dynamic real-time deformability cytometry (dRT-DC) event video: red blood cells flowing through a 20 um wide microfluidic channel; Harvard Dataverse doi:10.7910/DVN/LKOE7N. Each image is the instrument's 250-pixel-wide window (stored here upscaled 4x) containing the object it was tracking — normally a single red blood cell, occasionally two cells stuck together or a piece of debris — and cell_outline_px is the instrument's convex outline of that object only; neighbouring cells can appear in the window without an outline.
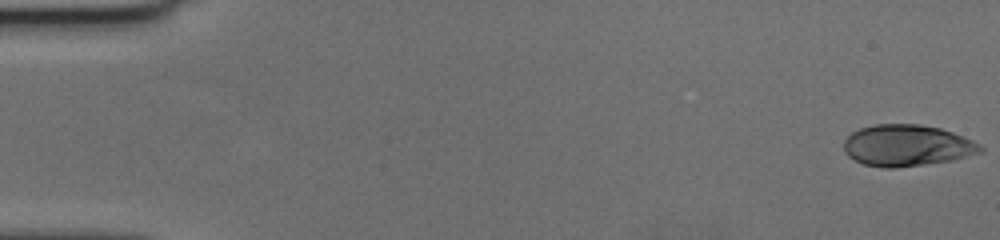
{"species": "human", "species_latin": "Homo sapiens", "temperature_condition": "cold", "stored_images_in_passage": 6, "camera_frame_rate_fps": 3000, "um_per_image_px": 0.085, "donor": {"sex": "female"}, "frame": {"image": 1, "passage_image": 1, "time_ms": 0.0, "image_size_px": [1000, 240], "cell_outline_px": [[984, 152], [952, 160], [896, 168], [884, 168], [864, 164], [848, 156], [844, 152], [844, 140], [852, 132], [860, 128], [876, 124], [920, 124], [940, 128], [952, 132], [972, 140], [980, 144], [984, 148]], "centroid_in_image_um": [77.1, 12.36], "position_along_channel_um": 7.9, "area_um2": 33.0}}